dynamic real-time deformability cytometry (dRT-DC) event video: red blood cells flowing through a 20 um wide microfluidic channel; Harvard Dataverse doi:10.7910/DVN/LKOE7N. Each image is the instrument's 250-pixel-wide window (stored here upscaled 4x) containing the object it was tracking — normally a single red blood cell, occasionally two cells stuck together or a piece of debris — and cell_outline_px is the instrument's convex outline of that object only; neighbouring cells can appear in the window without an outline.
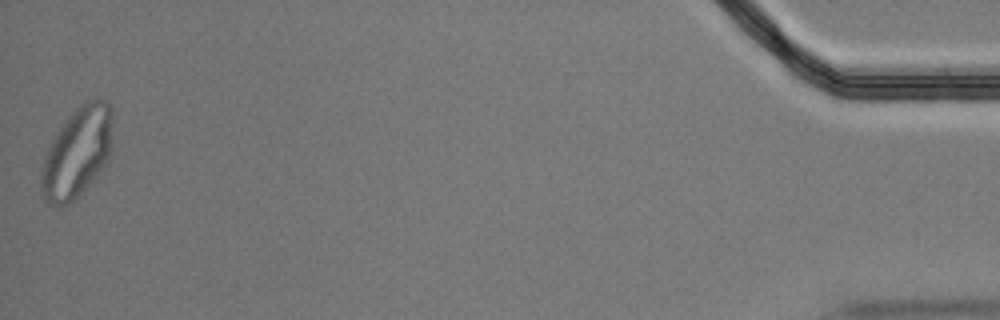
{"species": "Egyptian fruit bat (a non-hibernating species)", "species_latin": "Rousettus aegyptiacus", "temperature_condition": "cold", "stored_images_in_passage": 57, "segment_of_instrument_passage": [2, 2], "camera_frame_rate_fps": 3000, "um_per_image_px": 0.085, "animal": {"sex": "male"}, "frame": {"image": 1, "passage_image": 57, "time_ms": 18.667, "image_size_px": [1000, 320], "cell_outline_px": [[112, 116], [108, 156], [104, 168], [68, 204], [60, 208], [48, 204], [40, 196], [40, 176], [44, 160], [48, 148], [56, 132], [72, 112], [84, 100], [104, 100], [112, 108]], "centroid_in_image_um": [6.51, 12.99], "position_along_channel_um": 428.7, "area_um2": 37.17}}